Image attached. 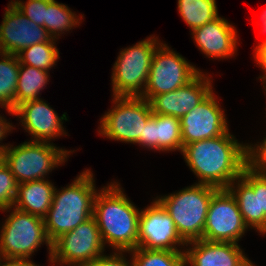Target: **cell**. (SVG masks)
I'll return each mask as SVG.
<instances>
[{"mask_svg":"<svg viewBox=\"0 0 266 266\" xmlns=\"http://www.w3.org/2000/svg\"><path fill=\"white\" fill-rule=\"evenodd\" d=\"M181 154L198 178L197 184L218 189H227L249 165L248 143H240L229 130L221 136L184 145Z\"/></svg>","mask_w":266,"mask_h":266,"instance_id":"1","label":"cell"},{"mask_svg":"<svg viewBox=\"0 0 266 266\" xmlns=\"http://www.w3.org/2000/svg\"><path fill=\"white\" fill-rule=\"evenodd\" d=\"M124 192L116 180L99 188L94 199L93 216L104 246L112 251L137 248L140 208Z\"/></svg>","mask_w":266,"mask_h":266,"instance_id":"2","label":"cell"},{"mask_svg":"<svg viewBox=\"0 0 266 266\" xmlns=\"http://www.w3.org/2000/svg\"><path fill=\"white\" fill-rule=\"evenodd\" d=\"M92 172L85 168L71 184L62 189L55 187L53 201L43 218L51 243L93 216L94 199L99 190Z\"/></svg>","mask_w":266,"mask_h":266,"instance_id":"3","label":"cell"},{"mask_svg":"<svg viewBox=\"0 0 266 266\" xmlns=\"http://www.w3.org/2000/svg\"><path fill=\"white\" fill-rule=\"evenodd\" d=\"M218 188L197 184L156 199L174 221L178 234L187 243L203 238L211 198Z\"/></svg>","mask_w":266,"mask_h":266,"instance_id":"4","label":"cell"},{"mask_svg":"<svg viewBox=\"0 0 266 266\" xmlns=\"http://www.w3.org/2000/svg\"><path fill=\"white\" fill-rule=\"evenodd\" d=\"M0 226V259L31 260L41 247L47 246L50 262L52 243L49 241L43 218L10 207Z\"/></svg>","mask_w":266,"mask_h":266,"instance_id":"5","label":"cell"},{"mask_svg":"<svg viewBox=\"0 0 266 266\" xmlns=\"http://www.w3.org/2000/svg\"><path fill=\"white\" fill-rule=\"evenodd\" d=\"M74 151L57 147L53 142L29 140L16 146L9 144L4 150V162L20 184L47 179L46 176L64 165Z\"/></svg>","mask_w":266,"mask_h":266,"instance_id":"6","label":"cell"},{"mask_svg":"<svg viewBox=\"0 0 266 266\" xmlns=\"http://www.w3.org/2000/svg\"><path fill=\"white\" fill-rule=\"evenodd\" d=\"M150 35L133 46L120 49L111 74L112 97H141L150 71L154 51L162 42Z\"/></svg>","mask_w":266,"mask_h":266,"instance_id":"7","label":"cell"},{"mask_svg":"<svg viewBox=\"0 0 266 266\" xmlns=\"http://www.w3.org/2000/svg\"><path fill=\"white\" fill-rule=\"evenodd\" d=\"M112 104L99 120V136L143 148L144 126L153 114L150 102L142 97L113 96Z\"/></svg>","mask_w":266,"mask_h":266,"instance_id":"8","label":"cell"},{"mask_svg":"<svg viewBox=\"0 0 266 266\" xmlns=\"http://www.w3.org/2000/svg\"><path fill=\"white\" fill-rule=\"evenodd\" d=\"M201 70L189 63L168 44L161 42L154 51L145 91L142 98L150 101L154 96L174 91L193 80Z\"/></svg>","mask_w":266,"mask_h":266,"instance_id":"9","label":"cell"},{"mask_svg":"<svg viewBox=\"0 0 266 266\" xmlns=\"http://www.w3.org/2000/svg\"><path fill=\"white\" fill-rule=\"evenodd\" d=\"M105 246L94 216L52 243L51 266H86L104 254Z\"/></svg>","mask_w":266,"mask_h":266,"instance_id":"10","label":"cell"},{"mask_svg":"<svg viewBox=\"0 0 266 266\" xmlns=\"http://www.w3.org/2000/svg\"><path fill=\"white\" fill-rule=\"evenodd\" d=\"M248 229L232 193L218 189L211 198L202 239L238 244Z\"/></svg>","mask_w":266,"mask_h":266,"instance_id":"11","label":"cell"},{"mask_svg":"<svg viewBox=\"0 0 266 266\" xmlns=\"http://www.w3.org/2000/svg\"><path fill=\"white\" fill-rule=\"evenodd\" d=\"M185 247L173 219L156 198L140 210L137 248L185 251Z\"/></svg>","mask_w":266,"mask_h":266,"instance_id":"12","label":"cell"},{"mask_svg":"<svg viewBox=\"0 0 266 266\" xmlns=\"http://www.w3.org/2000/svg\"><path fill=\"white\" fill-rule=\"evenodd\" d=\"M214 90L193 110L180 118L183 146L211 139L229 130L225 109Z\"/></svg>","mask_w":266,"mask_h":266,"instance_id":"13","label":"cell"},{"mask_svg":"<svg viewBox=\"0 0 266 266\" xmlns=\"http://www.w3.org/2000/svg\"><path fill=\"white\" fill-rule=\"evenodd\" d=\"M14 114L18 120L20 119V126L32 136L30 141L52 143L55 138L69 136L63 127L64 120L68 121L67 113L64 112L59 117L44 99L24 102L14 110Z\"/></svg>","mask_w":266,"mask_h":266,"instance_id":"14","label":"cell"},{"mask_svg":"<svg viewBox=\"0 0 266 266\" xmlns=\"http://www.w3.org/2000/svg\"><path fill=\"white\" fill-rule=\"evenodd\" d=\"M0 24V52L17 55L23 49L52 37L43 26L36 25L11 2L7 5Z\"/></svg>","mask_w":266,"mask_h":266,"instance_id":"15","label":"cell"},{"mask_svg":"<svg viewBox=\"0 0 266 266\" xmlns=\"http://www.w3.org/2000/svg\"><path fill=\"white\" fill-rule=\"evenodd\" d=\"M211 74L202 71L188 84L154 96L149 102L152 113L181 118L197 107L212 91Z\"/></svg>","mask_w":266,"mask_h":266,"instance_id":"16","label":"cell"},{"mask_svg":"<svg viewBox=\"0 0 266 266\" xmlns=\"http://www.w3.org/2000/svg\"><path fill=\"white\" fill-rule=\"evenodd\" d=\"M191 35L195 46L209 59H230L238 51L237 29L224 17L195 28Z\"/></svg>","mask_w":266,"mask_h":266,"instance_id":"17","label":"cell"},{"mask_svg":"<svg viewBox=\"0 0 266 266\" xmlns=\"http://www.w3.org/2000/svg\"><path fill=\"white\" fill-rule=\"evenodd\" d=\"M249 261L239 244L203 239L186 243L185 266H248Z\"/></svg>","mask_w":266,"mask_h":266,"instance_id":"18","label":"cell"},{"mask_svg":"<svg viewBox=\"0 0 266 266\" xmlns=\"http://www.w3.org/2000/svg\"><path fill=\"white\" fill-rule=\"evenodd\" d=\"M55 186L48 179L17 185L14 208L44 218L53 201Z\"/></svg>","mask_w":266,"mask_h":266,"instance_id":"19","label":"cell"},{"mask_svg":"<svg viewBox=\"0 0 266 266\" xmlns=\"http://www.w3.org/2000/svg\"><path fill=\"white\" fill-rule=\"evenodd\" d=\"M227 189L236 199L245 225L265 236L266 215L260 213L259 191H254L242 177L235 179Z\"/></svg>","mask_w":266,"mask_h":266,"instance_id":"20","label":"cell"},{"mask_svg":"<svg viewBox=\"0 0 266 266\" xmlns=\"http://www.w3.org/2000/svg\"><path fill=\"white\" fill-rule=\"evenodd\" d=\"M49 74L47 71L20 63L14 110L24 102L42 99L39 95L49 84Z\"/></svg>","mask_w":266,"mask_h":266,"instance_id":"21","label":"cell"},{"mask_svg":"<svg viewBox=\"0 0 266 266\" xmlns=\"http://www.w3.org/2000/svg\"><path fill=\"white\" fill-rule=\"evenodd\" d=\"M20 62L17 55L0 52V108L14 114Z\"/></svg>","mask_w":266,"mask_h":266,"instance_id":"22","label":"cell"},{"mask_svg":"<svg viewBox=\"0 0 266 266\" xmlns=\"http://www.w3.org/2000/svg\"><path fill=\"white\" fill-rule=\"evenodd\" d=\"M183 142L181 136L180 118L155 114L154 151L182 152Z\"/></svg>","mask_w":266,"mask_h":266,"instance_id":"23","label":"cell"},{"mask_svg":"<svg viewBox=\"0 0 266 266\" xmlns=\"http://www.w3.org/2000/svg\"><path fill=\"white\" fill-rule=\"evenodd\" d=\"M83 18L82 14L77 15L66 4L47 0L46 30L52 38L58 40L65 32L69 33L70 30L80 26Z\"/></svg>","mask_w":266,"mask_h":266,"instance_id":"24","label":"cell"},{"mask_svg":"<svg viewBox=\"0 0 266 266\" xmlns=\"http://www.w3.org/2000/svg\"><path fill=\"white\" fill-rule=\"evenodd\" d=\"M177 8L190 32L220 16L216 0H178Z\"/></svg>","mask_w":266,"mask_h":266,"instance_id":"25","label":"cell"},{"mask_svg":"<svg viewBox=\"0 0 266 266\" xmlns=\"http://www.w3.org/2000/svg\"><path fill=\"white\" fill-rule=\"evenodd\" d=\"M56 42L57 40L52 38L49 42H41L23 49L17 54L19 62L50 72L60 58Z\"/></svg>","mask_w":266,"mask_h":266,"instance_id":"26","label":"cell"},{"mask_svg":"<svg viewBox=\"0 0 266 266\" xmlns=\"http://www.w3.org/2000/svg\"><path fill=\"white\" fill-rule=\"evenodd\" d=\"M128 254L133 266H185V251L135 248Z\"/></svg>","mask_w":266,"mask_h":266,"instance_id":"27","label":"cell"},{"mask_svg":"<svg viewBox=\"0 0 266 266\" xmlns=\"http://www.w3.org/2000/svg\"><path fill=\"white\" fill-rule=\"evenodd\" d=\"M17 180L3 161L0 165V211L14 206Z\"/></svg>","mask_w":266,"mask_h":266,"instance_id":"28","label":"cell"},{"mask_svg":"<svg viewBox=\"0 0 266 266\" xmlns=\"http://www.w3.org/2000/svg\"><path fill=\"white\" fill-rule=\"evenodd\" d=\"M30 21L46 28L47 0H10Z\"/></svg>","mask_w":266,"mask_h":266,"instance_id":"29","label":"cell"},{"mask_svg":"<svg viewBox=\"0 0 266 266\" xmlns=\"http://www.w3.org/2000/svg\"><path fill=\"white\" fill-rule=\"evenodd\" d=\"M241 177L254 189L259 191L260 213L266 215V173L254 170L248 165Z\"/></svg>","mask_w":266,"mask_h":266,"instance_id":"30","label":"cell"},{"mask_svg":"<svg viewBox=\"0 0 266 266\" xmlns=\"http://www.w3.org/2000/svg\"><path fill=\"white\" fill-rule=\"evenodd\" d=\"M249 165L256 171L266 173V137L261 142L248 143Z\"/></svg>","mask_w":266,"mask_h":266,"instance_id":"31","label":"cell"},{"mask_svg":"<svg viewBox=\"0 0 266 266\" xmlns=\"http://www.w3.org/2000/svg\"><path fill=\"white\" fill-rule=\"evenodd\" d=\"M126 253L128 251H113L109 255L103 254L86 266H133L132 259L127 260L125 257Z\"/></svg>","mask_w":266,"mask_h":266,"instance_id":"32","label":"cell"},{"mask_svg":"<svg viewBox=\"0 0 266 266\" xmlns=\"http://www.w3.org/2000/svg\"><path fill=\"white\" fill-rule=\"evenodd\" d=\"M253 50L255 51V55H253L254 61L264 73V75H261L258 78L263 82V89L266 95V38L262 40V42H259Z\"/></svg>","mask_w":266,"mask_h":266,"instance_id":"33","label":"cell"},{"mask_svg":"<svg viewBox=\"0 0 266 266\" xmlns=\"http://www.w3.org/2000/svg\"><path fill=\"white\" fill-rule=\"evenodd\" d=\"M155 113L147 120L143 130V148L154 150Z\"/></svg>","mask_w":266,"mask_h":266,"instance_id":"34","label":"cell"},{"mask_svg":"<svg viewBox=\"0 0 266 266\" xmlns=\"http://www.w3.org/2000/svg\"><path fill=\"white\" fill-rule=\"evenodd\" d=\"M7 121L8 120L0 114V143L8 136L9 133L13 132V129H15L12 122L10 123V121ZM8 145L9 144L4 145V143H1L0 150H5Z\"/></svg>","mask_w":266,"mask_h":266,"instance_id":"35","label":"cell"},{"mask_svg":"<svg viewBox=\"0 0 266 266\" xmlns=\"http://www.w3.org/2000/svg\"><path fill=\"white\" fill-rule=\"evenodd\" d=\"M0 266H40L33 260L0 259Z\"/></svg>","mask_w":266,"mask_h":266,"instance_id":"36","label":"cell"},{"mask_svg":"<svg viewBox=\"0 0 266 266\" xmlns=\"http://www.w3.org/2000/svg\"><path fill=\"white\" fill-rule=\"evenodd\" d=\"M260 18H261V21H262L261 27L263 28V30L260 31V32L266 33V9L263 10V13L261 14Z\"/></svg>","mask_w":266,"mask_h":266,"instance_id":"37","label":"cell"},{"mask_svg":"<svg viewBox=\"0 0 266 266\" xmlns=\"http://www.w3.org/2000/svg\"><path fill=\"white\" fill-rule=\"evenodd\" d=\"M4 161V150H0V165Z\"/></svg>","mask_w":266,"mask_h":266,"instance_id":"38","label":"cell"},{"mask_svg":"<svg viewBox=\"0 0 266 266\" xmlns=\"http://www.w3.org/2000/svg\"><path fill=\"white\" fill-rule=\"evenodd\" d=\"M248 266H256V265L250 260Z\"/></svg>","mask_w":266,"mask_h":266,"instance_id":"39","label":"cell"}]
</instances>
